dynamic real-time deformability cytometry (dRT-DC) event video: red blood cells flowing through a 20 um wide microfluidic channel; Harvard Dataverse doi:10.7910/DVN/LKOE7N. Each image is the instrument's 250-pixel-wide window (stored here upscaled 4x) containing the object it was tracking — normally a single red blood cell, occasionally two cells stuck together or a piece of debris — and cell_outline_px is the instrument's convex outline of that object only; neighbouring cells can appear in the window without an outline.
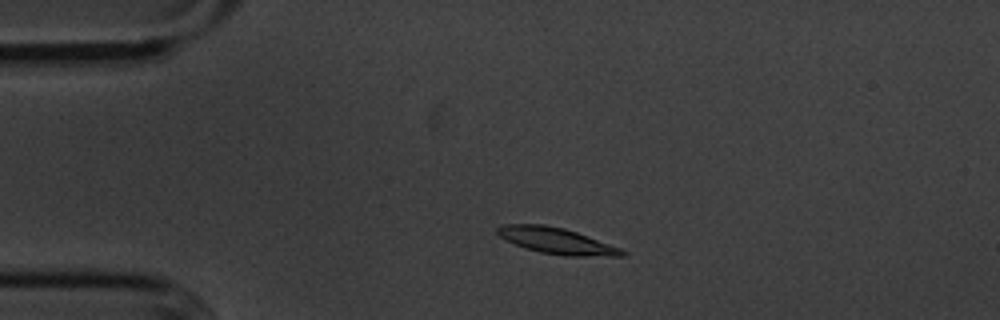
{"species": "common noctule bat (a hibernating species)", "species_latin": "Nyctalus noctula", "temperature_condition": "cold", "stored_images_in_passage": 52, "camera_frame_rate_fps": 3000, "um_per_image_px": 0.085, "animal": {"sex": "male", "body_mass_g": 20.1, "forearm_length_mm": 53.5}, "frame": {"image": 1, "passage_image": 8, "time_ms": 2.333, "image_size_px": [1000, 320], "cell_outline_px": [[628, 252], [624, 256], [564, 256], [540, 252], [524, 248], [500, 236], [496, 232], [496, 228], [504, 224], [544, 224], [564, 228], [576, 232], [620, 248]], "centroid_in_image_um": [47.31, 20.47], "position_along_channel_um": 37.7, "area_um2": 18.84}}
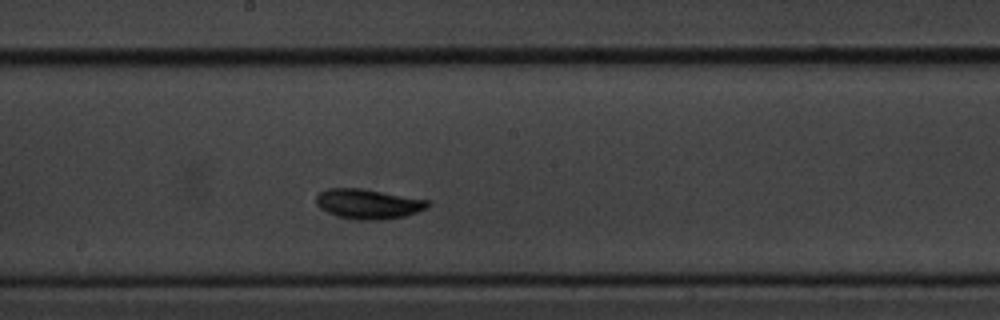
{"frame": {"image": 2, "passage_image": 26, "time_ms": 8.333, "image_size_px": [1000, 320], "cell_outline_px": [[428, 204], [424, 208], [416, 212], [404, 216], [380, 220], [356, 220], [340, 216], [328, 212], [320, 208], [316, 204], [316, 196], [320, 192], [328, 188], [360, 188], [428, 200]], "centroid_in_image_um": [31.24, 17.33], "position_along_channel_um": 217.0, "area_um2": 19.07}}
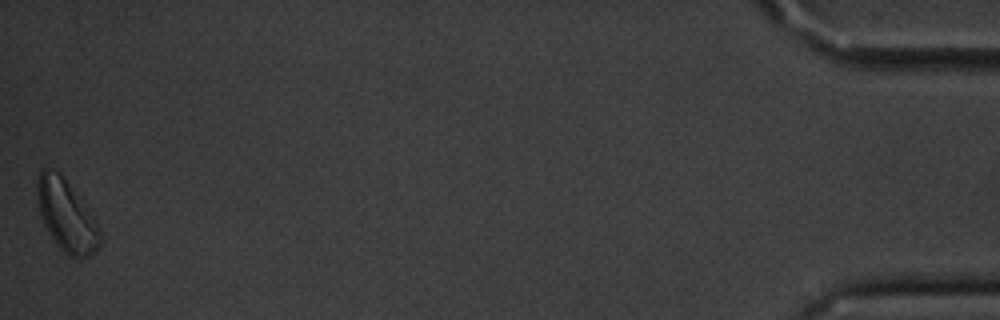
{"frame": {"image": 3, "passage_image": 52, "time_ms": 17.0, "image_size_px": [1000, 320], "cell_outline_px": [[100, 248], [96, 252], [80, 260], [68, 256], [52, 240], [44, 224], [36, 200], [36, 184], [40, 172], [44, 168], [52, 168], [60, 172], [64, 176], [96, 220], [100, 232]], "centroid_in_image_um": [5.64, 18.34], "position_along_channel_um": 429.6, "area_um2": 26.59}}